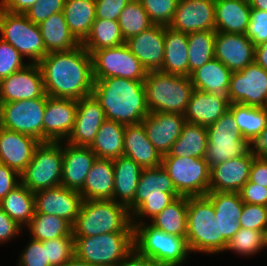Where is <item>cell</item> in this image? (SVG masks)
Returning a JSON list of instances; mask_svg holds the SVG:
<instances>
[{"label": "cell", "mask_w": 267, "mask_h": 266, "mask_svg": "<svg viewBox=\"0 0 267 266\" xmlns=\"http://www.w3.org/2000/svg\"><path fill=\"white\" fill-rule=\"evenodd\" d=\"M38 64L49 97L78 101L92 95V57L81 44L71 50L50 52Z\"/></svg>", "instance_id": "6da1fadb"}, {"label": "cell", "mask_w": 267, "mask_h": 266, "mask_svg": "<svg viewBox=\"0 0 267 266\" xmlns=\"http://www.w3.org/2000/svg\"><path fill=\"white\" fill-rule=\"evenodd\" d=\"M92 95L100 103L107 120L123 125L141 123L150 113L143 81L120 77L94 79Z\"/></svg>", "instance_id": "7a4b0ae2"}, {"label": "cell", "mask_w": 267, "mask_h": 266, "mask_svg": "<svg viewBox=\"0 0 267 266\" xmlns=\"http://www.w3.org/2000/svg\"><path fill=\"white\" fill-rule=\"evenodd\" d=\"M111 232H133L128 208L113 200H83L73 224V236L91 237Z\"/></svg>", "instance_id": "3957f363"}, {"label": "cell", "mask_w": 267, "mask_h": 266, "mask_svg": "<svg viewBox=\"0 0 267 266\" xmlns=\"http://www.w3.org/2000/svg\"><path fill=\"white\" fill-rule=\"evenodd\" d=\"M134 249L158 266H182L190 250L186 237L168 234L145 222L133 224Z\"/></svg>", "instance_id": "277c9868"}, {"label": "cell", "mask_w": 267, "mask_h": 266, "mask_svg": "<svg viewBox=\"0 0 267 266\" xmlns=\"http://www.w3.org/2000/svg\"><path fill=\"white\" fill-rule=\"evenodd\" d=\"M143 82L149 112L184 114L194 90L190 77L148 71Z\"/></svg>", "instance_id": "5b68a950"}, {"label": "cell", "mask_w": 267, "mask_h": 266, "mask_svg": "<svg viewBox=\"0 0 267 266\" xmlns=\"http://www.w3.org/2000/svg\"><path fill=\"white\" fill-rule=\"evenodd\" d=\"M215 209L206 196L188 197L186 240L191 254H219V227Z\"/></svg>", "instance_id": "8992f818"}, {"label": "cell", "mask_w": 267, "mask_h": 266, "mask_svg": "<svg viewBox=\"0 0 267 266\" xmlns=\"http://www.w3.org/2000/svg\"><path fill=\"white\" fill-rule=\"evenodd\" d=\"M133 248V232L74 237V255L94 266H116Z\"/></svg>", "instance_id": "52a82bcc"}, {"label": "cell", "mask_w": 267, "mask_h": 266, "mask_svg": "<svg viewBox=\"0 0 267 266\" xmlns=\"http://www.w3.org/2000/svg\"><path fill=\"white\" fill-rule=\"evenodd\" d=\"M62 168L63 142H40L20 174L21 183L31 192L60 186Z\"/></svg>", "instance_id": "ba28073f"}, {"label": "cell", "mask_w": 267, "mask_h": 266, "mask_svg": "<svg viewBox=\"0 0 267 266\" xmlns=\"http://www.w3.org/2000/svg\"><path fill=\"white\" fill-rule=\"evenodd\" d=\"M0 38L12 45L30 63L38 64L46 52L38 24L25 14L0 9Z\"/></svg>", "instance_id": "9c48e42d"}, {"label": "cell", "mask_w": 267, "mask_h": 266, "mask_svg": "<svg viewBox=\"0 0 267 266\" xmlns=\"http://www.w3.org/2000/svg\"><path fill=\"white\" fill-rule=\"evenodd\" d=\"M206 128L208 144L204 158L210 169L249 152V141L238 131L237 123L229 110Z\"/></svg>", "instance_id": "30bf717a"}, {"label": "cell", "mask_w": 267, "mask_h": 266, "mask_svg": "<svg viewBox=\"0 0 267 266\" xmlns=\"http://www.w3.org/2000/svg\"><path fill=\"white\" fill-rule=\"evenodd\" d=\"M162 167L180 196H204L209 192L211 169L205 158L162 156Z\"/></svg>", "instance_id": "8fae6325"}, {"label": "cell", "mask_w": 267, "mask_h": 266, "mask_svg": "<svg viewBox=\"0 0 267 266\" xmlns=\"http://www.w3.org/2000/svg\"><path fill=\"white\" fill-rule=\"evenodd\" d=\"M48 95L0 103V126L43 142V118Z\"/></svg>", "instance_id": "7c38bea8"}, {"label": "cell", "mask_w": 267, "mask_h": 266, "mask_svg": "<svg viewBox=\"0 0 267 266\" xmlns=\"http://www.w3.org/2000/svg\"><path fill=\"white\" fill-rule=\"evenodd\" d=\"M94 79L120 77L144 81L147 70L126 44L99 49L91 54Z\"/></svg>", "instance_id": "4fadbf2b"}, {"label": "cell", "mask_w": 267, "mask_h": 266, "mask_svg": "<svg viewBox=\"0 0 267 266\" xmlns=\"http://www.w3.org/2000/svg\"><path fill=\"white\" fill-rule=\"evenodd\" d=\"M267 98V71L255 61L232 72L228 88L230 104L263 107Z\"/></svg>", "instance_id": "5bb4252c"}, {"label": "cell", "mask_w": 267, "mask_h": 266, "mask_svg": "<svg viewBox=\"0 0 267 266\" xmlns=\"http://www.w3.org/2000/svg\"><path fill=\"white\" fill-rule=\"evenodd\" d=\"M45 95L39 64L30 63L0 80V103L29 100Z\"/></svg>", "instance_id": "9a60e30c"}, {"label": "cell", "mask_w": 267, "mask_h": 266, "mask_svg": "<svg viewBox=\"0 0 267 266\" xmlns=\"http://www.w3.org/2000/svg\"><path fill=\"white\" fill-rule=\"evenodd\" d=\"M35 213L55 215L72 225L80 212L83 197L79 191L57 186L34 192Z\"/></svg>", "instance_id": "2e32d148"}, {"label": "cell", "mask_w": 267, "mask_h": 266, "mask_svg": "<svg viewBox=\"0 0 267 266\" xmlns=\"http://www.w3.org/2000/svg\"><path fill=\"white\" fill-rule=\"evenodd\" d=\"M78 101L48 97L43 118V142H65L71 133Z\"/></svg>", "instance_id": "e0dca14e"}, {"label": "cell", "mask_w": 267, "mask_h": 266, "mask_svg": "<svg viewBox=\"0 0 267 266\" xmlns=\"http://www.w3.org/2000/svg\"><path fill=\"white\" fill-rule=\"evenodd\" d=\"M169 26L187 34L215 30V0H179Z\"/></svg>", "instance_id": "ac0fdd59"}, {"label": "cell", "mask_w": 267, "mask_h": 266, "mask_svg": "<svg viewBox=\"0 0 267 266\" xmlns=\"http://www.w3.org/2000/svg\"><path fill=\"white\" fill-rule=\"evenodd\" d=\"M141 123L148 139L163 156L179 138L187 121L178 113L150 112Z\"/></svg>", "instance_id": "d6986e66"}, {"label": "cell", "mask_w": 267, "mask_h": 266, "mask_svg": "<svg viewBox=\"0 0 267 266\" xmlns=\"http://www.w3.org/2000/svg\"><path fill=\"white\" fill-rule=\"evenodd\" d=\"M105 120L104 110L93 95L79 99L74 126L65 142L76 146H90Z\"/></svg>", "instance_id": "ffe728a7"}, {"label": "cell", "mask_w": 267, "mask_h": 266, "mask_svg": "<svg viewBox=\"0 0 267 266\" xmlns=\"http://www.w3.org/2000/svg\"><path fill=\"white\" fill-rule=\"evenodd\" d=\"M255 45L245 34L221 33L216 31L215 58L231 72L244 69L254 62Z\"/></svg>", "instance_id": "44dd1931"}, {"label": "cell", "mask_w": 267, "mask_h": 266, "mask_svg": "<svg viewBox=\"0 0 267 266\" xmlns=\"http://www.w3.org/2000/svg\"><path fill=\"white\" fill-rule=\"evenodd\" d=\"M164 31V25L154 24L125 41L147 71H158L162 68L165 53Z\"/></svg>", "instance_id": "7402d4cb"}, {"label": "cell", "mask_w": 267, "mask_h": 266, "mask_svg": "<svg viewBox=\"0 0 267 266\" xmlns=\"http://www.w3.org/2000/svg\"><path fill=\"white\" fill-rule=\"evenodd\" d=\"M255 156L229 159L211 168L209 192H238L247 183Z\"/></svg>", "instance_id": "603a6c76"}, {"label": "cell", "mask_w": 267, "mask_h": 266, "mask_svg": "<svg viewBox=\"0 0 267 266\" xmlns=\"http://www.w3.org/2000/svg\"><path fill=\"white\" fill-rule=\"evenodd\" d=\"M39 144L40 141L30 135L0 126V163L21 174Z\"/></svg>", "instance_id": "cb8c5ba5"}, {"label": "cell", "mask_w": 267, "mask_h": 266, "mask_svg": "<svg viewBox=\"0 0 267 266\" xmlns=\"http://www.w3.org/2000/svg\"><path fill=\"white\" fill-rule=\"evenodd\" d=\"M96 158L89 146L63 142L61 186L80 191Z\"/></svg>", "instance_id": "d4e9b609"}, {"label": "cell", "mask_w": 267, "mask_h": 266, "mask_svg": "<svg viewBox=\"0 0 267 266\" xmlns=\"http://www.w3.org/2000/svg\"><path fill=\"white\" fill-rule=\"evenodd\" d=\"M229 104L227 97L194 89L183 115L188 123L207 127L228 110Z\"/></svg>", "instance_id": "484cf974"}, {"label": "cell", "mask_w": 267, "mask_h": 266, "mask_svg": "<svg viewBox=\"0 0 267 266\" xmlns=\"http://www.w3.org/2000/svg\"><path fill=\"white\" fill-rule=\"evenodd\" d=\"M123 155L142 168L162 165V155L148 139L142 123L125 125Z\"/></svg>", "instance_id": "4316f807"}, {"label": "cell", "mask_w": 267, "mask_h": 266, "mask_svg": "<svg viewBox=\"0 0 267 266\" xmlns=\"http://www.w3.org/2000/svg\"><path fill=\"white\" fill-rule=\"evenodd\" d=\"M250 11L248 0H215V31L245 34Z\"/></svg>", "instance_id": "83f0119b"}, {"label": "cell", "mask_w": 267, "mask_h": 266, "mask_svg": "<svg viewBox=\"0 0 267 266\" xmlns=\"http://www.w3.org/2000/svg\"><path fill=\"white\" fill-rule=\"evenodd\" d=\"M155 196H180L162 165L143 168L134 201L128 207L129 213L131 214L147 198Z\"/></svg>", "instance_id": "f1b7e54d"}, {"label": "cell", "mask_w": 267, "mask_h": 266, "mask_svg": "<svg viewBox=\"0 0 267 266\" xmlns=\"http://www.w3.org/2000/svg\"><path fill=\"white\" fill-rule=\"evenodd\" d=\"M164 59L159 71L189 77L188 34L165 26Z\"/></svg>", "instance_id": "f546056e"}, {"label": "cell", "mask_w": 267, "mask_h": 266, "mask_svg": "<svg viewBox=\"0 0 267 266\" xmlns=\"http://www.w3.org/2000/svg\"><path fill=\"white\" fill-rule=\"evenodd\" d=\"M114 179L113 160L96 158L79 193L83 200H112Z\"/></svg>", "instance_id": "4dcf8cb0"}, {"label": "cell", "mask_w": 267, "mask_h": 266, "mask_svg": "<svg viewBox=\"0 0 267 266\" xmlns=\"http://www.w3.org/2000/svg\"><path fill=\"white\" fill-rule=\"evenodd\" d=\"M113 167L115 179L112 200L128 208L134 201L143 168L124 155L113 159Z\"/></svg>", "instance_id": "1f68e13d"}, {"label": "cell", "mask_w": 267, "mask_h": 266, "mask_svg": "<svg viewBox=\"0 0 267 266\" xmlns=\"http://www.w3.org/2000/svg\"><path fill=\"white\" fill-rule=\"evenodd\" d=\"M232 72L217 58H212L190 74L194 89L228 98Z\"/></svg>", "instance_id": "d6a6232c"}, {"label": "cell", "mask_w": 267, "mask_h": 266, "mask_svg": "<svg viewBox=\"0 0 267 266\" xmlns=\"http://www.w3.org/2000/svg\"><path fill=\"white\" fill-rule=\"evenodd\" d=\"M38 27L47 53L71 50L81 44L67 26L63 12L50 15Z\"/></svg>", "instance_id": "836d02e7"}, {"label": "cell", "mask_w": 267, "mask_h": 266, "mask_svg": "<svg viewBox=\"0 0 267 266\" xmlns=\"http://www.w3.org/2000/svg\"><path fill=\"white\" fill-rule=\"evenodd\" d=\"M125 125L105 120L89 146L97 158L115 159L123 156Z\"/></svg>", "instance_id": "e575fe53"}, {"label": "cell", "mask_w": 267, "mask_h": 266, "mask_svg": "<svg viewBox=\"0 0 267 266\" xmlns=\"http://www.w3.org/2000/svg\"><path fill=\"white\" fill-rule=\"evenodd\" d=\"M63 14L71 33L82 43L96 19L95 0H65Z\"/></svg>", "instance_id": "d590c367"}, {"label": "cell", "mask_w": 267, "mask_h": 266, "mask_svg": "<svg viewBox=\"0 0 267 266\" xmlns=\"http://www.w3.org/2000/svg\"><path fill=\"white\" fill-rule=\"evenodd\" d=\"M0 207L25 229L35 214L34 192L20 183L0 201Z\"/></svg>", "instance_id": "8d00e7d4"}, {"label": "cell", "mask_w": 267, "mask_h": 266, "mask_svg": "<svg viewBox=\"0 0 267 266\" xmlns=\"http://www.w3.org/2000/svg\"><path fill=\"white\" fill-rule=\"evenodd\" d=\"M208 144L207 128L202 125L186 123L181 135L163 156L204 158Z\"/></svg>", "instance_id": "74e56055"}, {"label": "cell", "mask_w": 267, "mask_h": 266, "mask_svg": "<svg viewBox=\"0 0 267 266\" xmlns=\"http://www.w3.org/2000/svg\"><path fill=\"white\" fill-rule=\"evenodd\" d=\"M188 197H177L150 224L168 234L186 237L187 234Z\"/></svg>", "instance_id": "f35d334b"}, {"label": "cell", "mask_w": 267, "mask_h": 266, "mask_svg": "<svg viewBox=\"0 0 267 266\" xmlns=\"http://www.w3.org/2000/svg\"><path fill=\"white\" fill-rule=\"evenodd\" d=\"M125 44L118 21L95 19L90 34L81 45L92 54L99 49L113 48Z\"/></svg>", "instance_id": "ab89813d"}, {"label": "cell", "mask_w": 267, "mask_h": 266, "mask_svg": "<svg viewBox=\"0 0 267 266\" xmlns=\"http://www.w3.org/2000/svg\"><path fill=\"white\" fill-rule=\"evenodd\" d=\"M30 238L44 241L73 234V225L66 219L55 215L35 213L30 223L26 226Z\"/></svg>", "instance_id": "60d3db41"}, {"label": "cell", "mask_w": 267, "mask_h": 266, "mask_svg": "<svg viewBox=\"0 0 267 266\" xmlns=\"http://www.w3.org/2000/svg\"><path fill=\"white\" fill-rule=\"evenodd\" d=\"M228 110L237 123L238 131L248 141L258 136L267 125V114L262 107L229 104Z\"/></svg>", "instance_id": "b9f144b4"}, {"label": "cell", "mask_w": 267, "mask_h": 266, "mask_svg": "<svg viewBox=\"0 0 267 266\" xmlns=\"http://www.w3.org/2000/svg\"><path fill=\"white\" fill-rule=\"evenodd\" d=\"M215 30L188 33L189 76L215 57Z\"/></svg>", "instance_id": "7bdbcfd3"}, {"label": "cell", "mask_w": 267, "mask_h": 266, "mask_svg": "<svg viewBox=\"0 0 267 266\" xmlns=\"http://www.w3.org/2000/svg\"><path fill=\"white\" fill-rule=\"evenodd\" d=\"M118 23L125 41L154 25L139 0H132L124 7Z\"/></svg>", "instance_id": "ee69618b"}, {"label": "cell", "mask_w": 267, "mask_h": 266, "mask_svg": "<svg viewBox=\"0 0 267 266\" xmlns=\"http://www.w3.org/2000/svg\"><path fill=\"white\" fill-rule=\"evenodd\" d=\"M265 248L264 233L262 231L240 228L228 242L225 250L237 253L240 256H249L260 253Z\"/></svg>", "instance_id": "f6af8a7d"}, {"label": "cell", "mask_w": 267, "mask_h": 266, "mask_svg": "<svg viewBox=\"0 0 267 266\" xmlns=\"http://www.w3.org/2000/svg\"><path fill=\"white\" fill-rule=\"evenodd\" d=\"M216 217H226L239 220L244 202L238 192H208Z\"/></svg>", "instance_id": "bcb514c9"}, {"label": "cell", "mask_w": 267, "mask_h": 266, "mask_svg": "<svg viewBox=\"0 0 267 266\" xmlns=\"http://www.w3.org/2000/svg\"><path fill=\"white\" fill-rule=\"evenodd\" d=\"M46 246L47 259L51 266H58L74 256V236H65L42 241Z\"/></svg>", "instance_id": "7dc6e473"}, {"label": "cell", "mask_w": 267, "mask_h": 266, "mask_svg": "<svg viewBox=\"0 0 267 266\" xmlns=\"http://www.w3.org/2000/svg\"><path fill=\"white\" fill-rule=\"evenodd\" d=\"M154 24L169 26L179 0H139Z\"/></svg>", "instance_id": "c3c4849f"}, {"label": "cell", "mask_w": 267, "mask_h": 266, "mask_svg": "<svg viewBox=\"0 0 267 266\" xmlns=\"http://www.w3.org/2000/svg\"><path fill=\"white\" fill-rule=\"evenodd\" d=\"M177 197L180 196H155L147 198L131 213L132 224L145 223L147 222L145 220L146 217L152 220Z\"/></svg>", "instance_id": "681fc988"}, {"label": "cell", "mask_w": 267, "mask_h": 266, "mask_svg": "<svg viewBox=\"0 0 267 266\" xmlns=\"http://www.w3.org/2000/svg\"><path fill=\"white\" fill-rule=\"evenodd\" d=\"M26 59L8 42L0 38V80L29 64Z\"/></svg>", "instance_id": "f907efd6"}, {"label": "cell", "mask_w": 267, "mask_h": 266, "mask_svg": "<svg viewBox=\"0 0 267 266\" xmlns=\"http://www.w3.org/2000/svg\"><path fill=\"white\" fill-rule=\"evenodd\" d=\"M240 228L265 232L267 228V206L244 203L238 220Z\"/></svg>", "instance_id": "816d5d0a"}, {"label": "cell", "mask_w": 267, "mask_h": 266, "mask_svg": "<svg viewBox=\"0 0 267 266\" xmlns=\"http://www.w3.org/2000/svg\"><path fill=\"white\" fill-rule=\"evenodd\" d=\"M28 241L19 255L18 266H51L42 241L33 238Z\"/></svg>", "instance_id": "f5cc1de1"}, {"label": "cell", "mask_w": 267, "mask_h": 266, "mask_svg": "<svg viewBox=\"0 0 267 266\" xmlns=\"http://www.w3.org/2000/svg\"><path fill=\"white\" fill-rule=\"evenodd\" d=\"M250 17L245 35L255 47L267 43V12L251 8Z\"/></svg>", "instance_id": "db71d44e"}, {"label": "cell", "mask_w": 267, "mask_h": 266, "mask_svg": "<svg viewBox=\"0 0 267 266\" xmlns=\"http://www.w3.org/2000/svg\"><path fill=\"white\" fill-rule=\"evenodd\" d=\"M65 0H39L25 13L26 17L35 24H40L52 14L63 12Z\"/></svg>", "instance_id": "11a10c76"}, {"label": "cell", "mask_w": 267, "mask_h": 266, "mask_svg": "<svg viewBox=\"0 0 267 266\" xmlns=\"http://www.w3.org/2000/svg\"><path fill=\"white\" fill-rule=\"evenodd\" d=\"M132 0H95L96 19L118 21L124 7Z\"/></svg>", "instance_id": "9f6ffc18"}, {"label": "cell", "mask_w": 267, "mask_h": 266, "mask_svg": "<svg viewBox=\"0 0 267 266\" xmlns=\"http://www.w3.org/2000/svg\"><path fill=\"white\" fill-rule=\"evenodd\" d=\"M239 194L244 203L267 206V187H262L248 180Z\"/></svg>", "instance_id": "6f0895ef"}, {"label": "cell", "mask_w": 267, "mask_h": 266, "mask_svg": "<svg viewBox=\"0 0 267 266\" xmlns=\"http://www.w3.org/2000/svg\"><path fill=\"white\" fill-rule=\"evenodd\" d=\"M219 227V253L225 252L228 242L233 235L240 229L238 220L226 217H216Z\"/></svg>", "instance_id": "680465c9"}, {"label": "cell", "mask_w": 267, "mask_h": 266, "mask_svg": "<svg viewBox=\"0 0 267 266\" xmlns=\"http://www.w3.org/2000/svg\"><path fill=\"white\" fill-rule=\"evenodd\" d=\"M22 232V227L0 207V244L12 241L17 236L19 237Z\"/></svg>", "instance_id": "91938a15"}, {"label": "cell", "mask_w": 267, "mask_h": 266, "mask_svg": "<svg viewBox=\"0 0 267 266\" xmlns=\"http://www.w3.org/2000/svg\"><path fill=\"white\" fill-rule=\"evenodd\" d=\"M20 183V174L6 164L0 163V201Z\"/></svg>", "instance_id": "94428289"}, {"label": "cell", "mask_w": 267, "mask_h": 266, "mask_svg": "<svg viewBox=\"0 0 267 266\" xmlns=\"http://www.w3.org/2000/svg\"><path fill=\"white\" fill-rule=\"evenodd\" d=\"M249 181L267 187V160L254 158L250 167Z\"/></svg>", "instance_id": "6125c7cd"}, {"label": "cell", "mask_w": 267, "mask_h": 266, "mask_svg": "<svg viewBox=\"0 0 267 266\" xmlns=\"http://www.w3.org/2000/svg\"><path fill=\"white\" fill-rule=\"evenodd\" d=\"M249 152L252 156L267 160V125L249 141Z\"/></svg>", "instance_id": "be15d7a7"}, {"label": "cell", "mask_w": 267, "mask_h": 266, "mask_svg": "<svg viewBox=\"0 0 267 266\" xmlns=\"http://www.w3.org/2000/svg\"><path fill=\"white\" fill-rule=\"evenodd\" d=\"M39 0H0V9L25 14Z\"/></svg>", "instance_id": "e7e4bbea"}, {"label": "cell", "mask_w": 267, "mask_h": 266, "mask_svg": "<svg viewBox=\"0 0 267 266\" xmlns=\"http://www.w3.org/2000/svg\"><path fill=\"white\" fill-rule=\"evenodd\" d=\"M116 266H158V265L150 258L139 254L133 248V250Z\"/></svg>", "instance_id": "03108f58"}, {"label": "cell", "mask_w": 267, "mask_h": 266, "mask_svg": "<svg viewBox=\"0 0 267 266\" xmlns=\"http://www.w3.org/2000/svg\"><path fill=\"white\" fill-rule=\"evenodd\" d=\"M254 61L267 71V43L255 47Z\"/></svg>", "instance_id": "003e7915"}, {"label": "cell", "mask_w": 267, "mask_h": 266, "mask_svg": "<svg viewBox=\"0 0 267 266\" xmlns=\"http://www.w3.org/2000/svg\"><path fill=\"white\" fill-rule=\"evenodd\" d=\"M58 266H94V265H91L88 262L83 261L74 255L70 260Z\"/></svg>", "instance_id": "a7ac6f4b"}, {"label": "cell", "mask_w": 267, "mask_h": 266, "mask_svg": "<svg viewBox=\"0 0 267 266\" xmlns=\"http://www.w3.org/2000/svg\"><path fill=\"white\" fill-rule=\"evenodd\" d=\"M252 9L263 10L267 12V0H248Z\"/></svg>", "instance_id": "89a4df30"}, {"label": "cell", "mask_w": 267, "mask_h": 266, "mask_svg": "<svg viewBox=\"0 0 267 266\" xmlns=\"http://www.w3.org/2000/svg\"><path fill=\"white\" fill-rule=\"evenodd\" d=\"M264 243H265V248H267V228L265 229L264 232Z\"/></svg>", "instance_id": "2644e50d"}, {"label": "cell", "mask_w": 267, "mask_h": 266, "mask_svg": "<svg viewBox=\"0 0 267 266\" xmlns=\"http://www.w3.org/2000/svg\"><path fill=\"white\" fill-rule=\"evenodd\" d=\"M263 110L266 112V114H267V98H266V101H265V103H264V105H263Z\"/></svg>", "instance_id": "8c879c8a"}]
</instances>
